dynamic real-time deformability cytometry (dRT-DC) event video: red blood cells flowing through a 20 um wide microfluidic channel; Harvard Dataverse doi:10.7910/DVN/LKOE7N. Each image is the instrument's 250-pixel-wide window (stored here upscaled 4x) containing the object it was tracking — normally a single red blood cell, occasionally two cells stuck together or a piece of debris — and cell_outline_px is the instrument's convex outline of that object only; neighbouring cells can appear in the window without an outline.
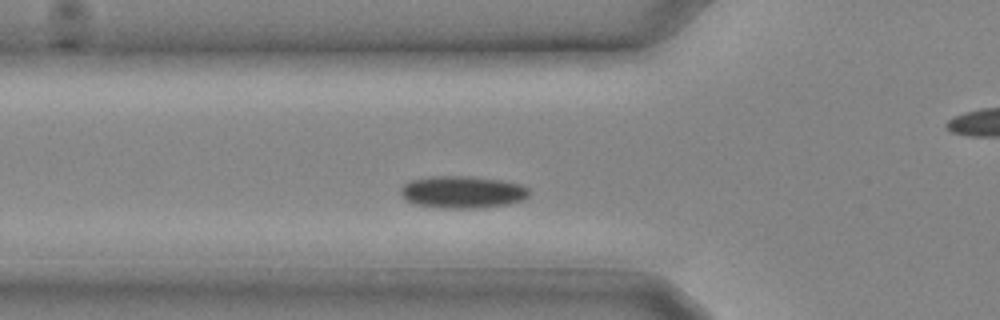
{"species": "common noctule bat (a hibernating species)", "species_latin": "Nyctalus noctula", "temperature_condition": "cold", "stored_images_in_passage": 8, "camera_frame_rate_fps": 3000, "um_per_image_px": 0.085, "animal": {"sex": "male", "body_mass_g": 20.4}, "frame": {"image": 1, "passage_image": 3, "time_ms": 0.667, "image_size_px": [1000, 320], "cell_outline_px": [[528, 196], [524, 200], [508, 204], [476, 208], [444, 208], [416, 204], [408, 200], [400, 192], [400, 188], [404, 184], [412, 180], [432, 176], [468, 176], [500, 180], [520, 184], [528, 188]], "centroid_in_image_um": [39.33, 16.32], "position_along_channel_um": 86.5, "area_um2": 23.87}}
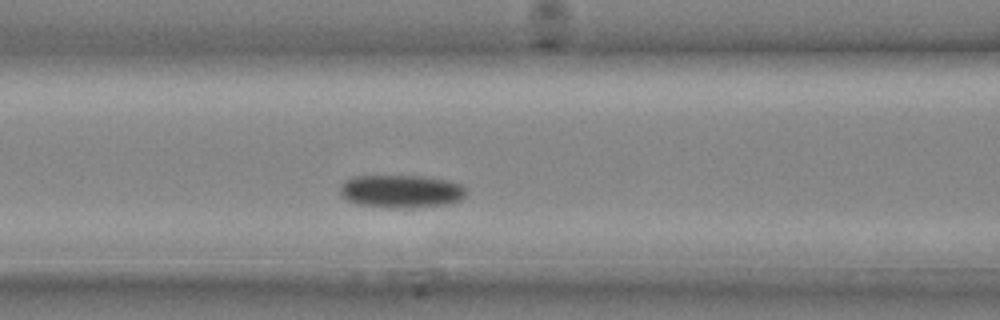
{"frame": {"image": 2, "passage_image": 5, "time_ms": 1.333, "image_size_px": [1000, 320], "cell_outline_px": [[468, 192], [460, 200], [444, 204], [412, 208], [388, 208], [356, 204], [348, 200], [340, 192], [340, 184], [344, 180], [352, 176], [420, 176], [444, 180], [460, 184]], "centroid_in_image_um": [34.05, 16.26], "position_along_channel_um": 132.5, "area_um2": 24.22}}
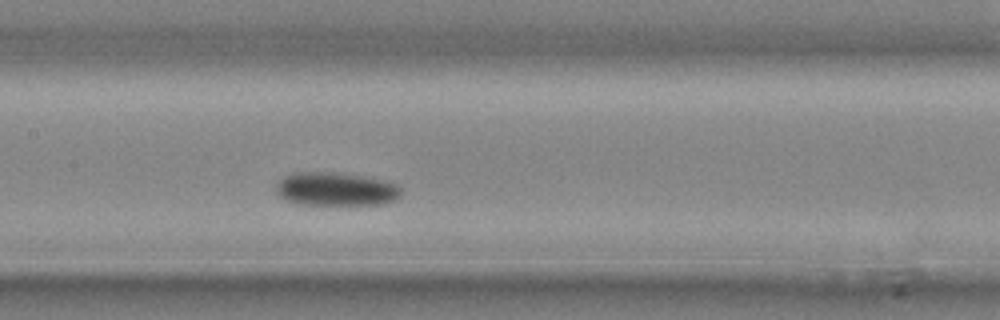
{"frame": {"image": 3, "passage_image": 7, "time_ms": 2.0, "image_size_px": [1000, 320], "cell_outline_px": [[400, 196], [384, 204], [300, 204], [288, 200], [280, 196], [276, 188], [276, 184], [284, 176], [292, 172], [332, 172], [360, 176], [380, 180], [396, 184], [400, 188]], "centroid_in_image_um": [28.51, 16.06], "position_along_channel_um": 178.9, "area_um2": 23.93}}